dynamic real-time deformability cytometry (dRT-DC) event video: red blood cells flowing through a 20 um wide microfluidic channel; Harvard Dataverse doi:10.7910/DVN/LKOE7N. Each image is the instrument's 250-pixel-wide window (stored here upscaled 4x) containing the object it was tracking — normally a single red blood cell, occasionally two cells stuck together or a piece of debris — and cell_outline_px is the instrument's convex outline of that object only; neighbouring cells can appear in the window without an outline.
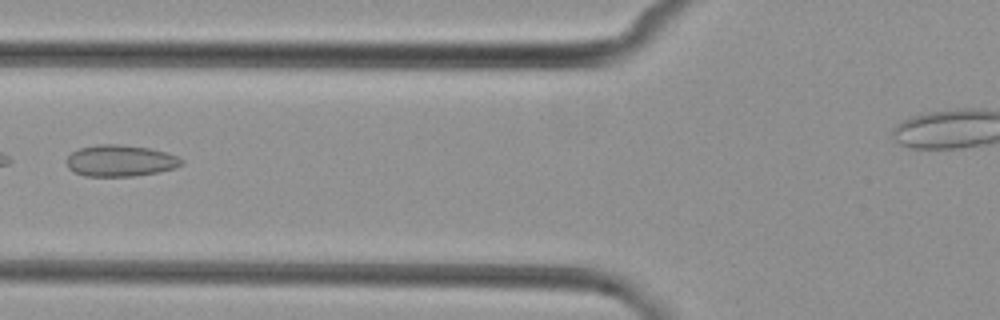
{"species": "common noctule bat (a hibernating species)", "species_latin": "Nyctalus noctula", "temperature_condition": "cold", "stored_images_in_passage": 6, "camera_frame_rate_fps": 3000, "um_per_image_px": 0.085, "animal": {"sex": "female", "body_mass_g": 29.2, "forearm_length_mm": 56.3}, "frame": {"image": 1, "passage_image": 6, "time_ms": 7.0, "image_size_px": [1000, 320], "cell_outline_px": [[184, 164], [176, 168], [156, 172], [132, 176], [84, 176], [68, 168], [68, 156], [72, 152], [80, 148], [100, 144], [120, 144], [148, 148], [164, 152], [176, 156], [184, 160]], "centroid_in_image_um": [10.25, 13.66], "position_along_channel_um": 115.6, "area_um2": 20.87}}